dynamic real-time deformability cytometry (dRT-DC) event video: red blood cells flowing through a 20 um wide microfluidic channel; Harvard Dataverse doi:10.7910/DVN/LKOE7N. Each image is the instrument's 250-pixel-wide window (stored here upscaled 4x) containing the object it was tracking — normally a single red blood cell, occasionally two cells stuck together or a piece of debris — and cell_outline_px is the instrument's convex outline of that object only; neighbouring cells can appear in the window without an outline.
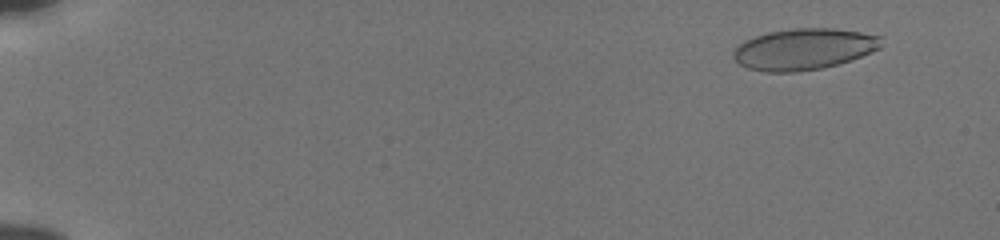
{"species": "human", "species_latin": "Homo sapiens", "temperature_condition": "cold", "stored_images_in_passage": 55, "camera_frame_rate_fps": 3000, "um_per_image_px": 0.085, "donor": {"sex": "male"}, "frame": {"image": 1, "passage_image": 5, "time_ms": 1.333, "image_size_px": [1000, 240], "cell_outline_px": [[884, 44], [880, 48], [872, 52], [836, 64], [820, 68], [796, 72], [764, 72], [748, 68], [740, 64], [732, 56], [732, 52], [744, 40], [768, 32], [792, 28], [832, 28], [860, 32], [884, 36]], "centroid_in_image_um": [68.35, 4.16], "position_along_channel_um": 16.7, "area_um2": 35.6}}
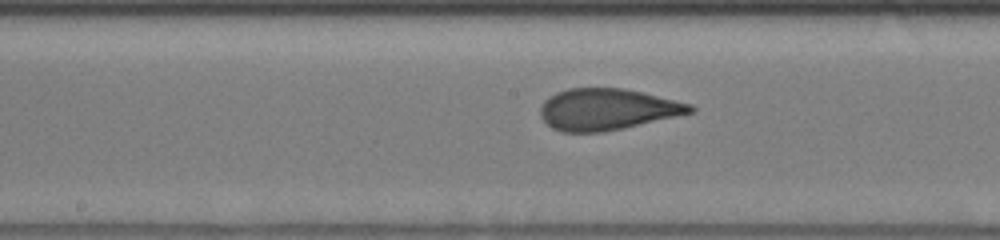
{"frame": {"image": 2, "passage_image": 31, "time_ms": 10.0, "image_size_px": [1000, 240], "cell_outline_px": [[696, 112], [624, 128], [604, 132], [560, 132], [552, 128], [540, 116], [540, 108], [544, 100], [548, 96], [556, 92], [568, 88], [624, 88], [692, 104], [696, 108]], "centroid_in_image_um": [51.61, 9.3], "position_along_channel_um": 196.6, "area_um2": 36.36}}
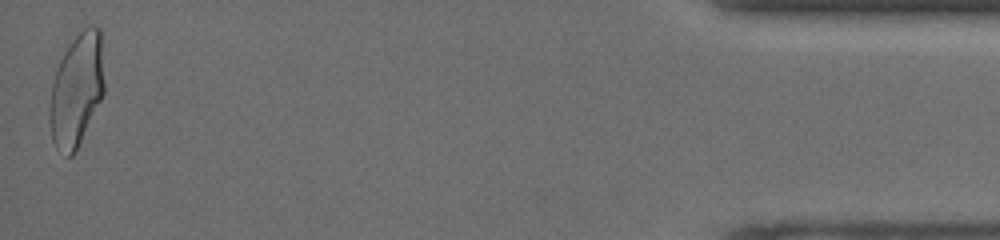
{"frame": {"image": 3, "passage_image": 55, "time_ms": 18.0, "image_size_px": [1000, 240], "cell_outline_px": [[104, 92], [76, 152], [72, 156], [68, 156], [56, 148], [52, 140], [48, 120], [48, 112], [52, 84], [60, 60], [64, 52], [72, 40], [88, 24], [100, 28], [104, 32]], "centroid_in_image_um": [6.54, 7.6], "position_along_channel_um": 428.7, "area_um2": 36.65}, "authors_computed_cell_mechanics": {"area_um2": 35.9516, "velocity_mm_per_s": 3.8423, "shape_relaxation_time_tau1_ms": 8.5853, "shape_relaxation_time_tau2_ms": null, "deformation_change_tau1": 0.2206, "deformation_change_tau2": null}}